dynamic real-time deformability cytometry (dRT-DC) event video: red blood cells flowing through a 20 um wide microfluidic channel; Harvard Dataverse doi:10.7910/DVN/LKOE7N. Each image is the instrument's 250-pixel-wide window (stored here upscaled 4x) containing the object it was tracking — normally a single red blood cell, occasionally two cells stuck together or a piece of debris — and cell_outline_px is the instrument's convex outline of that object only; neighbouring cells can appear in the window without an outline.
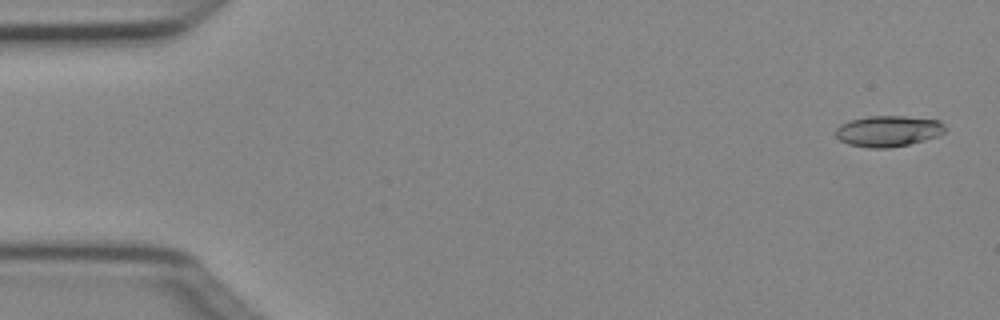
{"species": "Egyptian fruit bat (a non-hibernating species)", "species_latin": "Rousettus aegyptiacus", "temperature_condition": "cold", "stored_images_in_passage": 5, "camera_frame_rate_fps": 3000, "um_per_image_px": 0.085, "animal": {"sex": "female"}, "frame": {"image": 1, "passage_image": 1, "time_ms": 0.0, "image_size_px": [1000, 320], "cell_outline_px": [[944, 132], [936, 136], [924, 140], [908, 144], [888, 148], [868, 148], [848, 144], [840, 140], [836, 136], [836, 128], [840, 124], [852, 120], [868, 116], [904, 116], [940, 120], [944, 124]], "centroid_in_image_um": [75.48, 11.14], "position_along_channel_um": 9.5, "area_um2": 19.65}}
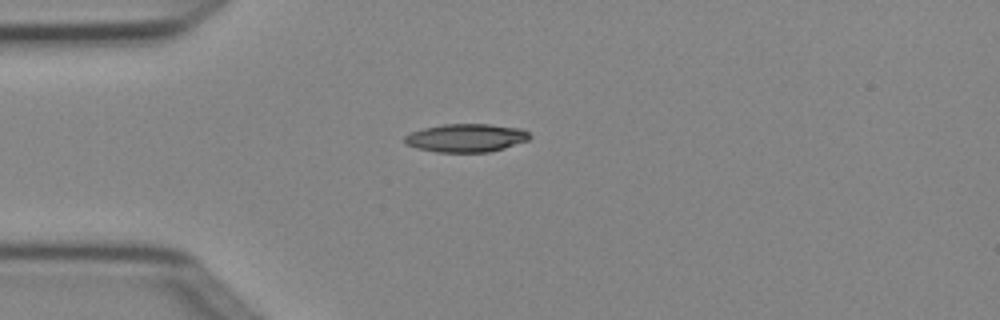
{"frame": {"image": 2, "passage_image": 4, "time_ms": 1.0, "image_size_px": [1000, 320], "cell_outline_px": [[532, 136], [528, 140], [504, 148], [488, 152], [436, 152], [416, 148], [404, 144], [404, 136], [412, 132], [424, 128], [444, 124], [488, 124], [520, 128], [528, 132]], "centroid_in_image_um": [39.6, 11.72], "position_along_channel_um": 45.4, "area_um2": 20.58}}